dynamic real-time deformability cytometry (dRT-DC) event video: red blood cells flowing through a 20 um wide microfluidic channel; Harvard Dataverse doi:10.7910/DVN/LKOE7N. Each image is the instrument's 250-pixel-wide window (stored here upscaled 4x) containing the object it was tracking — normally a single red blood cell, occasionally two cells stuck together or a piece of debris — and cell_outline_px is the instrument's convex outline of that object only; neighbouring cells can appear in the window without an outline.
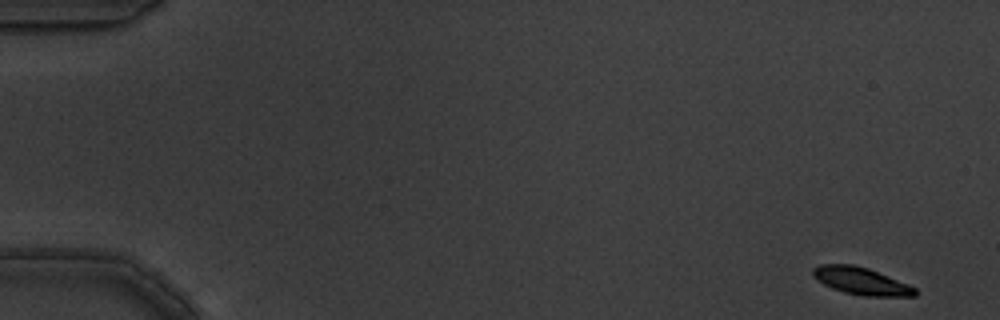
{"species": "common noctule bat (a hibernating species)", "species_latin": "Nyctalus noctula", "temperature_condition": "warm", "stored_images_in_passage": 6, "camera_frame_rate_fps": 3000, "um_per_image_px": 0.085, "animal": {"sex": "male", "body_mass_g": 19.5, "forearm_length_mm": 54.6}, "frame": {"image": 1, "passage_image": 1, "time_ms": 0.0, "image_size_px": [1000, 320], "cell_outline_px": [[916, 296], [864, 296], [844, 292], [832, 288], [824, 284], [812, 276], [812, 268], [820, 264], [852, 264], [868, 268], [908, 284], [916, 288]], "centroid_in_image_um": [73.17, 23.88], "position_along_channel_um": 11.8, "area_um2": 16.18}}
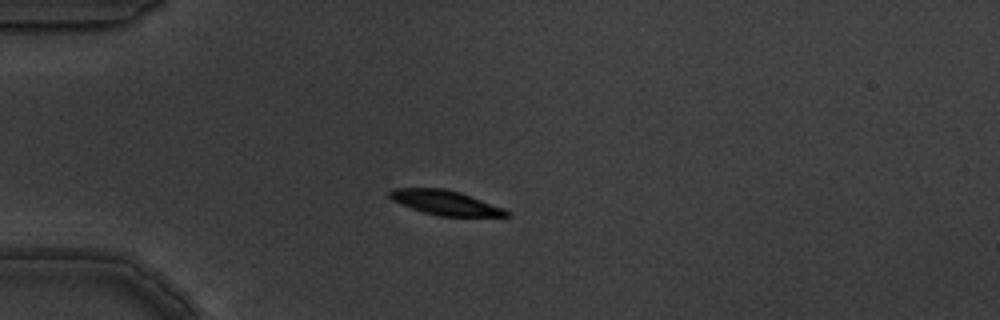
{"frame": {"image": 2, "passage_image": 5, "time_ms": 1.333, "image_size_px": [1000, 320], "cell_outline_px": [[512, 216], [440, 216], [424, 212], [400, 204], [392, 200], [388, 196], [388, 192], [396, 188], [444, 188], [460, 192], [504, 208], [512, 212]], "centroid_in_image_um": [37.88, 17.22], "position_along_channel_um": 47.1, "area_um2": 16.7}}